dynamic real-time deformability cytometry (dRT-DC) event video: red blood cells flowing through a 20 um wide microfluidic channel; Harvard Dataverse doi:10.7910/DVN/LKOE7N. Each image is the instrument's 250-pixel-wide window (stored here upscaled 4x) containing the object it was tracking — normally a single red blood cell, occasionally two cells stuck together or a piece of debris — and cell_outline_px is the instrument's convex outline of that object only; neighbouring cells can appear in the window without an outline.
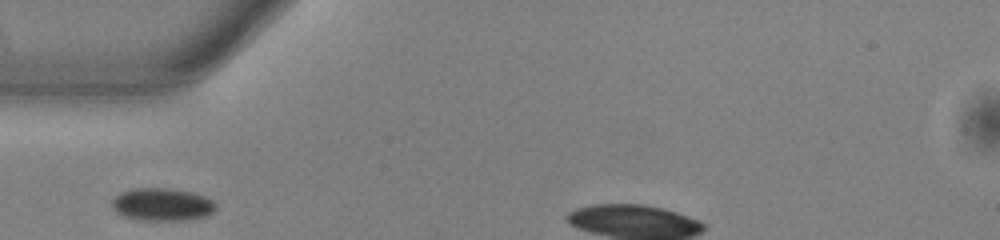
{"species": "common noctule bat (a hibernating species)", "species_latin": "Nyctalus noctula", "temperature_condition": "warm", "stored_images_in_passage": 28, "camera_frame_rate_fps": 3000, "um_per_image_px": 0.085, "animal": {"sex": "male", "body_mass_g": 13.0, "forearm_length_mm": 53.1}, "frame": {"image": 1, "passage_image": 1, "time_ms": 0.0, "image_size_px": [1000, 240], "cell_outline_px": [[216, 208], [208, 216], [184, 220], [144, 220], [124, 216], [116, 212], [112, 208], [112, 200], [120, 192], [136, 188], [168, 188], [192, 192], [204, 196], [212, 200], [216, 204]], "centroid_in_image_um": [13.79, 17.38], "position_along_channel_um": 71.2, "area_um2": 19.77}}
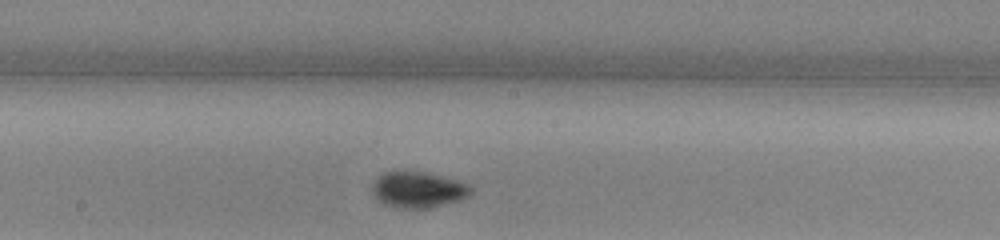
{"frame": {"image": 2, "passage_image": 12, "time_ms": 3.667, "image_size_px": [1000, 240], "cell_outline_px": [[472, 192], [468, 196], [460, 200], [428, 208], [392, 208], [376, 200], [372, 192], [372, 184], [384, 172], [396, 168], [408, 168], [428, 172], [460, 180], [468, 184], [472, 188]], "centroid_in_image_um": [35.5, 16.07], "position_along_channel_um": 212.7, "area_um2": 21.68}}
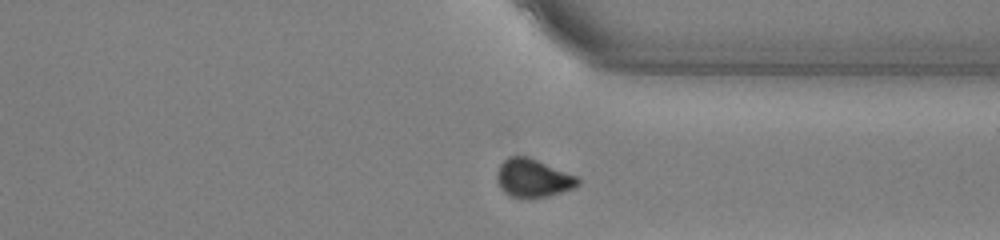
{"frame": {"image": 3, "passage_image": 24, "time_ms": 7.667, "image_size_px": [1000, 240], "cell_outline_px": [[580, 184], [572, 188], [548, 196], [508, 196], [500, 188], [496, 176], [496, 172], [500, 164], [508, 156], [528, 156], [576, 176], [580, 180]], "centroid_in_image_um": [45.27, 15.11], "position_along_channel_um": 366.1, "area_um2": 17.69}}